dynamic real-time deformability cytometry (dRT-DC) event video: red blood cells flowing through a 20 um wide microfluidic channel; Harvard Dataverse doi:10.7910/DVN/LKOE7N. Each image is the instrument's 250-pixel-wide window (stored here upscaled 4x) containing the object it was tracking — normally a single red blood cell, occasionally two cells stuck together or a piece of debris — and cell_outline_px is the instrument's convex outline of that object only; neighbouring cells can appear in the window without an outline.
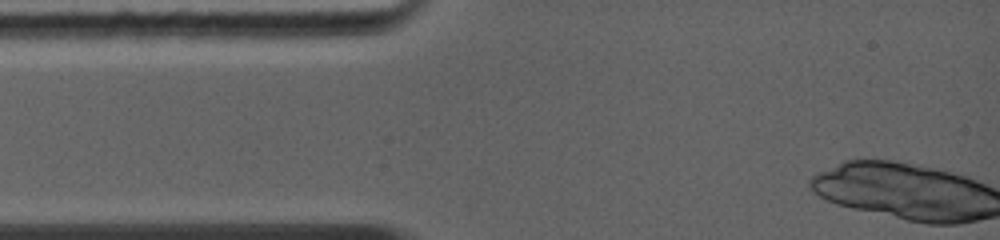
{"species": "common noctule bat (a hibernating species)", "species_latin": "Nyctalus noctula", "temperature_condition": "warm", "stored_images_in_passage": 1, "camera_frame_rate_fps": 5000, "um_per_image_px": 0.085, "animal": {"sex": "female", "body_mass_g": 19.0, "forearm_length_mm": 56.7}, "frame": {"image": 1, "passage_image": 1, "time_ms": 0.0, "image_size_px": [1000, 240], "cell_outline_px": [[608, 172], [604, 184], [600, 188], [564, 188], [540, 184], [540, 176], [556, 164], [600, 164]], "centroid_in_image_um": [48.88, 14.97], "position_along_channel_um": 36.1, "area_um2": 10.17}}